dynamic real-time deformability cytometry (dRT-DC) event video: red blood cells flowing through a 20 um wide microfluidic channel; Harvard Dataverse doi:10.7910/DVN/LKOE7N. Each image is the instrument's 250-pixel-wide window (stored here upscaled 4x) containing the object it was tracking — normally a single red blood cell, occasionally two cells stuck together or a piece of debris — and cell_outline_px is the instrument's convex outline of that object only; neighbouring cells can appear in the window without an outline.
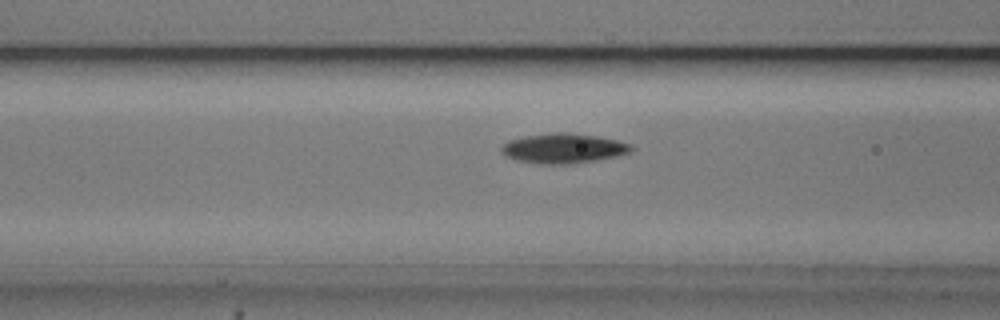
{"species": "common noctule bat (a hibernating species)", "species_latin": "Nyctalus noctula", "temperature_condition": "cold", "stored_images_in_passage": 54, "camera_frame_rate_fps": 3000, "um_per_image_px": 0.085, "animal": {"sex": "male", "body_mass_g": 20.5, "forearm_length_mm": 52.5}, "frame": {"image": 1, "passage_image": 21, "time_ms": 6.667, "image_size_px": [1000, 320], "cell_outline_px": [[636, 148], [628, 152], [616, 156], [576, 164], [540, 164], [516, 160], [504, 156], [500, 152], [500, 148], [508, 140], [524, 136], [552, 132], [568, 132], [596, 136], [616, 140], [632, 144]], "centroid_in_image_um": [47.86, 12.61], "position_along_channel_um": 118.7, "area_um2": 22.83}}
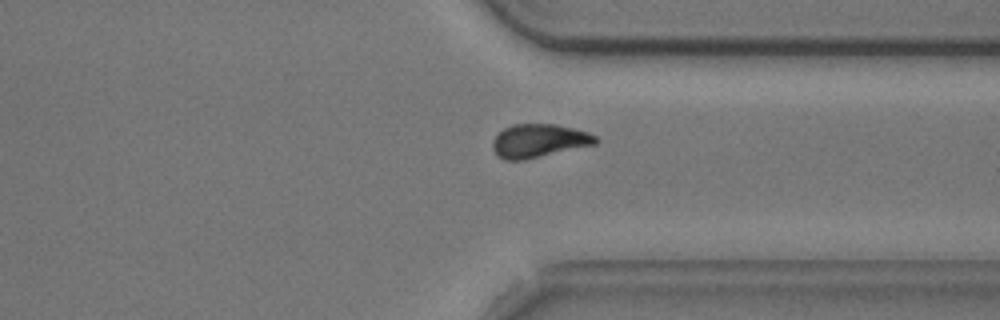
{"frame": {"image": 2, "passage_image": 41, "time_ms": 13.333, "image_size_px": [1000, 320], "cell_outline_px": [[600, 140], [596, 144], [524, 160], [504, 160], [492, 148], [492, 140], [496, 132], [512, 124], [556, 124], [588, 132], [596, 136]], "centroid_in_image_um": [45.79, 11.95], "position_along_channel_um": 365.6, "area_um2": 20.17}}
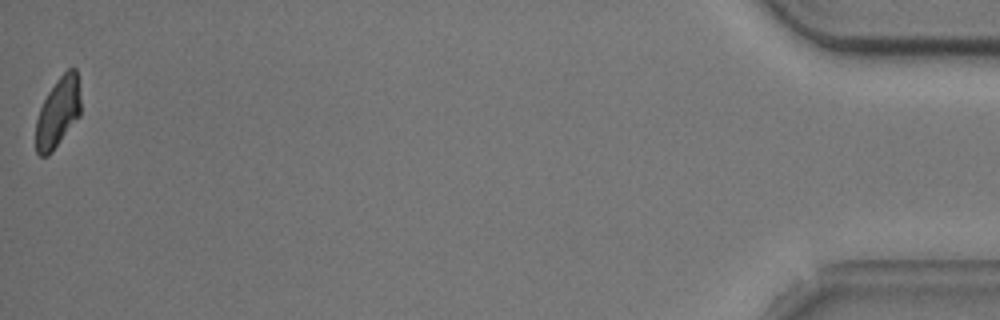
{"frame": {"image": 3, "passage_image": 54, "time_ms": 17.667, "image_size_px": [1000, 320], "cell_outline_px": [[80, 116], [52, 152], [48, 156], [40, 156], [36, 152], [36, 120], [40, 108], [48, 92], [60, 76], [68, 68], [76, 68], [80, 96]], "centroid_in_image_um": [4.93, 9.57], "position_along_channel_um": 430.3, "area_um2": 18.21}, "authors_computed_cell_mechanics": {"area_um2": 20.3745, "velocity_mm_per_s": 3.7139, "shape_relaxation_time_tau1_ms": 2.1132, "shape_relaxation_time_tau2_ms": null, "deformation_change_tau1": 0.1437, "deformation_change_tau2": null}}